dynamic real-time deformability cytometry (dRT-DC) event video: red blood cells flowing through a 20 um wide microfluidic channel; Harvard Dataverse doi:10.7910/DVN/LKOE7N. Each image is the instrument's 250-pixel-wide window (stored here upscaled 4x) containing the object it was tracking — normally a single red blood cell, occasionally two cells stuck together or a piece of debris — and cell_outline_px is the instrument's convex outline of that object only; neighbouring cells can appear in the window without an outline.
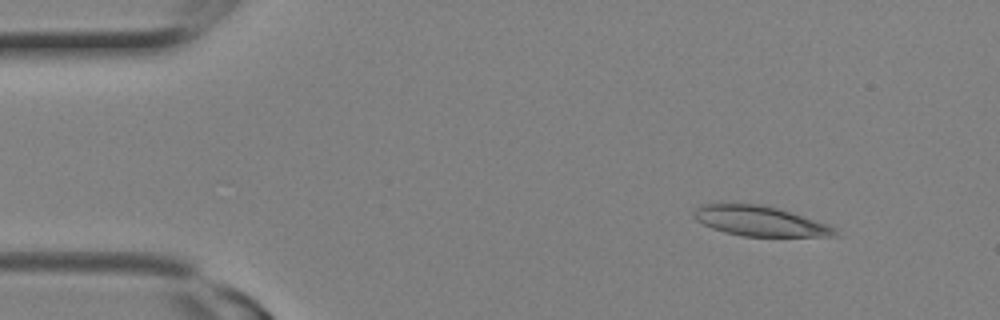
{"species": "Egyptian fruit bat (a non-hibernating species)", "species_latin": "Rousettus aegyptiacus", "temperature_condition": "room temperature", "stored_images_in_passage": 9, "camera_frame_rate_fps": 3000, "um_per_image_px": 0.085, "animal": {"sex": "female"}, "frame": {"image": 1, "passage_image": 2, "time_ms": 0.333, "image_size_px": [1000, 320], "cell_outline_px": [[840, 236], [744, 236], [724, 232], [712, 228], [696, 220], [692, 216], [692, 212], [696, 204], [760, 204], [792, 212], [828, 224], [836, 228]], "centroid_in_image_um": [64.57, 18.79], "position_along_channel_um": 20.4, "area_um2": 24.74}}
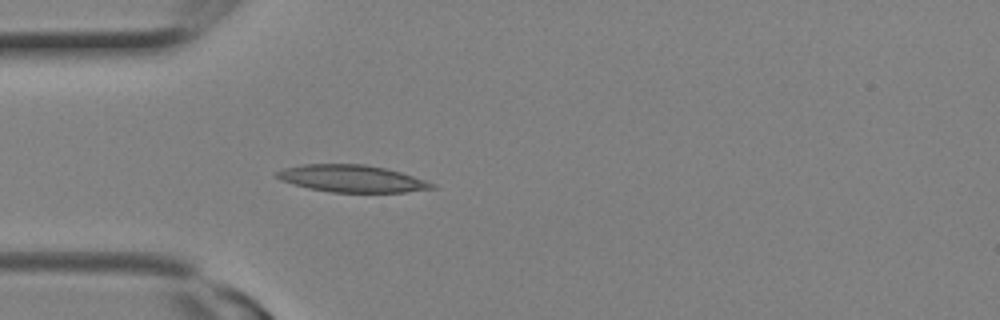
{"frame": {"image": 2, "passage_image": 6, "time_ms": 1.667, "image_size_px": [1000, 320], "cell_outline_px": [[436, 188], [404, 192], [332, 192], [308, 188], [292, 184], [280, 180], [276, 176], [276, 172], [284, 168], [304, 164], [364, 164], [384, 168], [400, 172], [436, 184]], "centroid_in_image_um": [29.88, 15.18], "position_along_channel_um": 55.1, "area_um2": 24.33}}
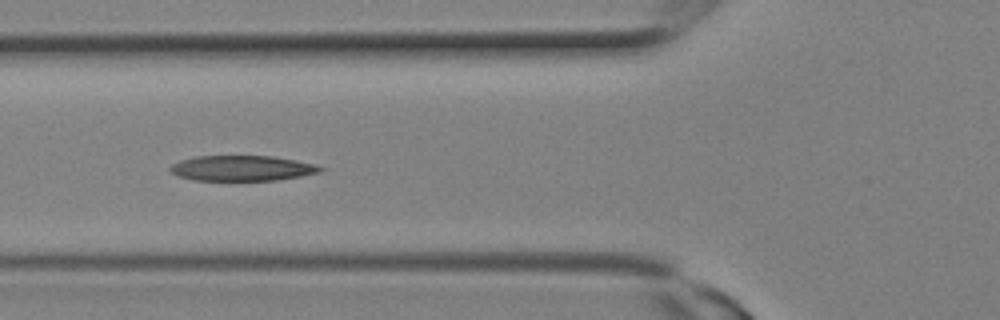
{"frame": {"image": 3, "passage_image": 8, "time_ms": 2.333, "image_size_px": [1000, 320], "cell_outline_px": [[324, 168], [320, 172], [300, 176], [276, 180], [196, 180], [180, 176], [172, 172], [168, 168], [172, 164], [180, 160], [196, 156], [272, 156], [296, 160], [316, 164]], "centroid_in_image_um": [20.59, 14.29], "position_along_channel_um": 105.2, "area_um2": 22.02}}